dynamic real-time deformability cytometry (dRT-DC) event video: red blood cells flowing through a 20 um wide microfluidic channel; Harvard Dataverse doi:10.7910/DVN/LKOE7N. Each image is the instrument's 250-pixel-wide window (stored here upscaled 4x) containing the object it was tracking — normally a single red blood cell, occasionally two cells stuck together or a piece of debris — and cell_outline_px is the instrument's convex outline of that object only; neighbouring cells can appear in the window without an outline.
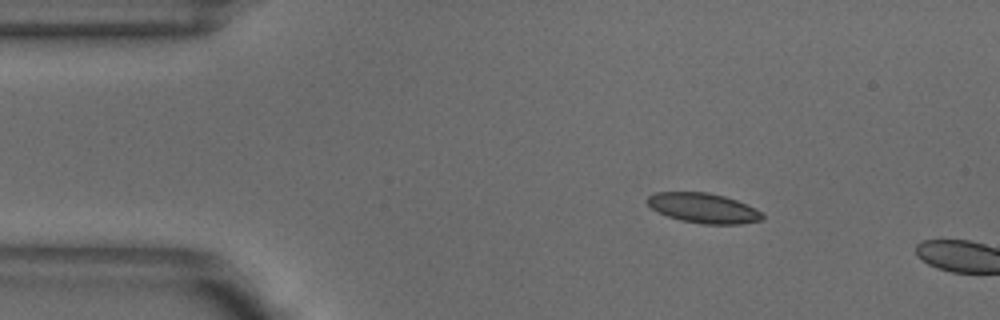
{"species": "common noctule bat (a hibernating species)", "species_latin": "Nyctalus noctula", "temperature_condition": "warm", "stored_images_in_passage": 3, "camera_frame_rate_fps": 3000, "um_per_image_px": 0.085, "animal": {"sex": "male", "body_mass_g": 18.8}, "frame": {"image": 1, "passage_image": 1, "time_ms": 0.0, "image_size_px": [1000, 320], "cell_outline_px": [[764, 220], [740, 224], [700, 224], [680, 220], [668, 216], [652, 208], [648, 204], [648, 196], [656, 192], [708, 192], [724, 196], [736, 200], [756, 208], [764, 216]], "centroid_in_image_um": [59.82, 17.69], "position_along_channel_um": 25.2, "area_um2": 20.0}}